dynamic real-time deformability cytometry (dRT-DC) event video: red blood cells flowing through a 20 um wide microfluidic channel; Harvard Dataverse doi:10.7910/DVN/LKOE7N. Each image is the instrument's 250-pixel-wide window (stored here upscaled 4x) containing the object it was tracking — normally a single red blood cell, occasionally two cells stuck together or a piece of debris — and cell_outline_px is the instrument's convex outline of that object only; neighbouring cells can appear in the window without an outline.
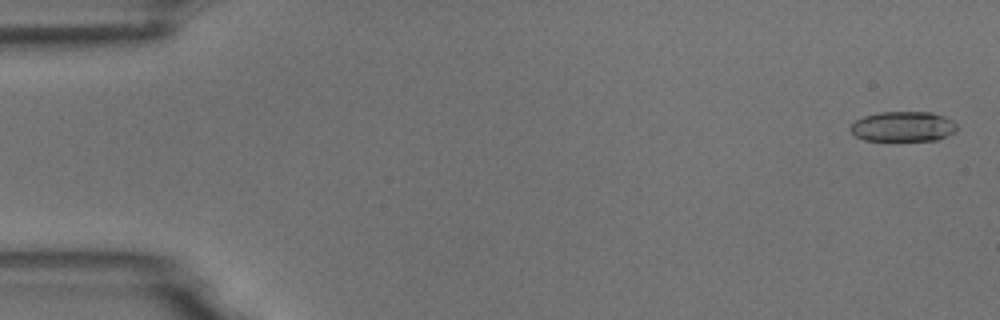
{"species": "common noctule bat (a hibernating species)", "species_latin": "Nyctalus noctula", "temperature_condition": "room temperature", "stored_images_in_passage": 55, "camera_frame_rate_fps": 3000, "um_per_image_px": 0.085, "animal": {"sex": "male", "body_mass_g": 18.8}, "frame": {"image": 1, "passage_image": 2, "time_ms": 0.333, "image_size_px": [1000, 320], "cell_outline_px": [[956, 128], [948, 136], [936, 140], [864, 140], [856, 136], [848, 128], [856, 120], [864, 116], [880, 112], [932, 112], [944, 116], [952, 120], [956, 124]], "centroid_in_image_um": [76.75, 10.75], "position_along_channel_um": 8.3, "area_um2": 18.55}}
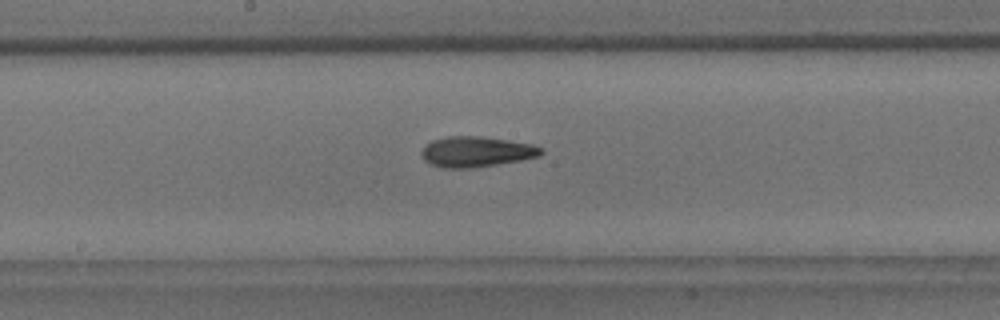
{"frame": {"image": 2, "passage_image": 29, "time_ms": 9.333, "image_size_px": [1000, 320], "cell_outline_px": [[544, 152], [540, 156], [520, 160], [472, 168], [440, 168], [428, 164], [424, 160], [420, 152], [424, 144], [432, 140], [448, 136], [480, 136], [508, 140], [532, 144], [544, 148]], "centroid_in_image_um": [40.45, 12.9], "position_along_channel_um": 207.8, "area_um2": 21.5}}
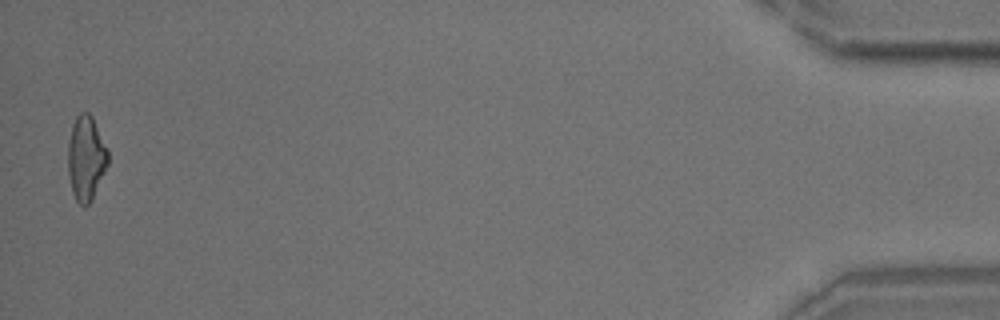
{"frame": {"image": 3, "passage_image": 54, "time_ms": 17.667, "image_size_px": [1000, 320], "cell_outline_px": [[108, 164], [92, 200], [84, 208], [76, 200], [72, 192], [68, 176], [68, 140], [72, 124], [76, 116], [80, 112], [88, 112], [92, 116], [108, 148]], "centroid_in_image_um": [7.31, 13.43], "position_along_channel_um": 427.9, "area_um2": 20.0}, "authors_computed_cell_mechanics": {"area_um2": 19.8254, "velocity_mm_per_s": 3.7374, "shape_relaxation_time_tau1_ms": 6.0081, "shape_relaxation_time_tau2_ms": 3.9716, "deformation_change_tau1": 0.181, "deformation_change_tau2": 0.141}}